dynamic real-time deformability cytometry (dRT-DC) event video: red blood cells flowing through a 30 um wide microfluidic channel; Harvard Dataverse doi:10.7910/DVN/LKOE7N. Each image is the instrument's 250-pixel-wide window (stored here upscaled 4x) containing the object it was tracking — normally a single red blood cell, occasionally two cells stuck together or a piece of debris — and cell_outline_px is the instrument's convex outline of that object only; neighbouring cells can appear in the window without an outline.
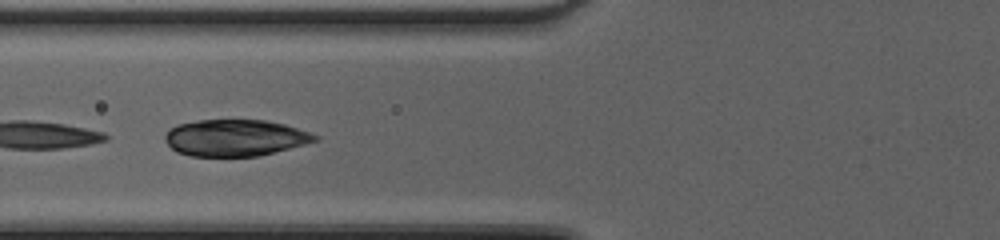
{"species": "common noctule bat (a hibernating species)", "species_latin": "Nyctalus noctula", "temperature_condition": "cold", "stored_images_in_passage": 6, "camera_frame_rate_fps": 3000, "um_per_image_px": 0.085, "animal": {"sex": "female", "body_mass_g": 20.0, "forearm_length_mm": 54.0}, "frame": {"image": 1, "passage_image": 3, "time_ms": 0.667, "image_size_px": [1000, 240], "cell_outline_px": [[320, 140], [260, 156], [192, 156], [176, 152], [164, 140], [164, 136], [176, 124], [196, 120], [268, 120], [284, 124], [320, 136]], "centroid_in_image_um": [19.99, 11.71], "position_along_channel_um": 105.8, "area_um2": 32.02}}